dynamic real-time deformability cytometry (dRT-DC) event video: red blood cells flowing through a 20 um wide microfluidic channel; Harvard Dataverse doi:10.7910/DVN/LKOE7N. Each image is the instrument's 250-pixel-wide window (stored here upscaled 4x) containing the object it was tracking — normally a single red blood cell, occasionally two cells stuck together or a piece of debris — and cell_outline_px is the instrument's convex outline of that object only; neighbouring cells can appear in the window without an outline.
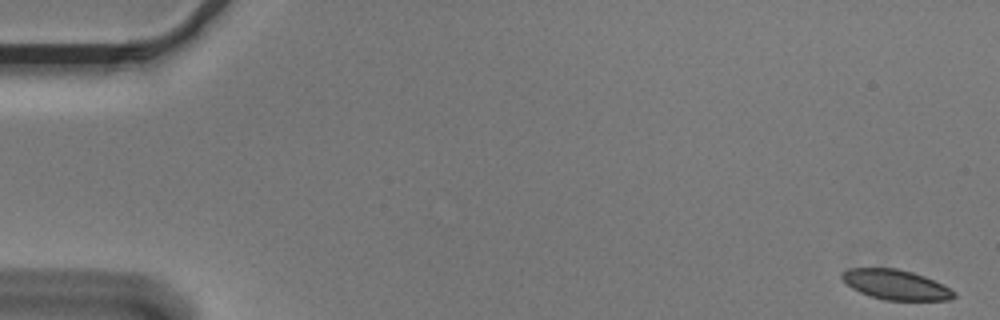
{"species": "Egyptian fruit bat (a non-hibernating species)", "species_latin": "Rousettus aegyptiacus", "temperature_condition": "cold", "stored_images_in_passage": 55, "camera_frame_rate_fps": 3000, "um_per_image_px": 0.085, "animal": {"sex": "male"}, "frame": {"image": 1, "passage_image": 1, "time_ms": 0.0, "image_size_px": [1000, 320], "cell_outline_px": [[956, 296], [948, 300], [884, 300], [868, 296], [852, 288], [840, 276], [840, 272], [848, 268], [896, 268], [912, 272], [924, 276], [956, 292]], "centroid_in_image_um": [76.09, 24.2], "position_along_channel_um": 8.9, "area_um2": 19.42}}
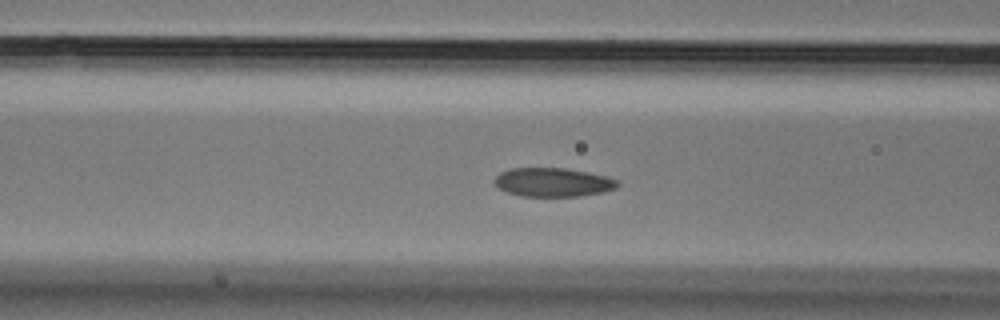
{"frame": {"image": 2, "passage_image": 22, "time_ms": 7.0, "image_size_px": [1000, 320], "cell_outline_px": [[620, 184], [616, 188], [604, 192], [576, 196], [520, 196], [508, 192], [500, 188], [492, 180], [500, 172], [512, 168], [564, 168], [588, 172], [604, 176], [616, 180]], "centroid_in_image_um": [46.99, 15.49], "position_along_channel_um": 119.6, "area_um2": 20.52}}
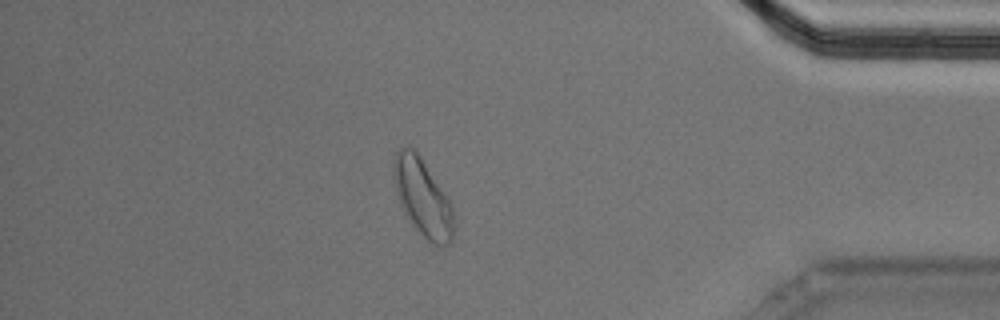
{"frame": {"image": 3, "passage_image": 48, "time_ms": 15.667, "image_size_px": [1000, 320], "cell_outline_px": [[456, 228], [452, 244], [432, 244], [416, 228], [400, 204], [396, 192], [392, 176], [392, 160], [396, 152], [404, 144], [412, 148], [420, 156], [452, 204], [456, 224]], "centroid_in_image_um": [35.94, 16.77], "position_along_channel_um": 399.3, "area_um2": 27.28}, "authors_computed_cell_mechanics": {"area_um2": 20.9236, "velocity_mm_per_s": 3.6064, "shape_relaxation_time_tau1_ms": 3.7872, "shape_relaxation_time_tau2_ms": 2.1373, "deformation_change_tau1": 0.0896, "deformation_change_tau2": 0.0628}}